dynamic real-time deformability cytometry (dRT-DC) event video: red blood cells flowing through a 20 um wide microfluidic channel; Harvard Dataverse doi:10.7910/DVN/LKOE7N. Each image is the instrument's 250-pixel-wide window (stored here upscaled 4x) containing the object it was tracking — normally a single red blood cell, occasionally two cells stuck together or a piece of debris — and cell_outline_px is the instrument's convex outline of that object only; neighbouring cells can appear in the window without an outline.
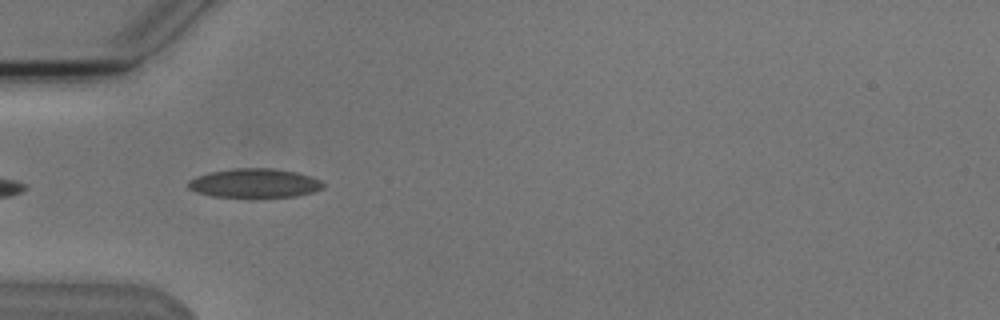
{"species": "Egyptian fruit bat (a non-hibernating species)", "species_latin": "Rousettus aegyptiacus", "temperature_condition": "cold", "stored_images_in_passage": 4, "camera_frame_rate_fps": 3000, "um_per_image_px": 0.085, "animal": {"sex": "male"}, "frame": {"image": 1, "passage_image": 4, "time_ms": 3.667, "image_size_px": [1000, 320], "cell_outline_px": [[324, 184], [320, 188], [312, 192], [292, 196], [212, 196], [196, 192], [188, 188], [188, 180], [196, 176], [208, 172], [232, 168], [272, 168], [296, 172], [320, 180]], "centroid_in_image_um": [21.56, 15.54], "position_along_channel_um": 63.4, "area_um2": 22.43}}